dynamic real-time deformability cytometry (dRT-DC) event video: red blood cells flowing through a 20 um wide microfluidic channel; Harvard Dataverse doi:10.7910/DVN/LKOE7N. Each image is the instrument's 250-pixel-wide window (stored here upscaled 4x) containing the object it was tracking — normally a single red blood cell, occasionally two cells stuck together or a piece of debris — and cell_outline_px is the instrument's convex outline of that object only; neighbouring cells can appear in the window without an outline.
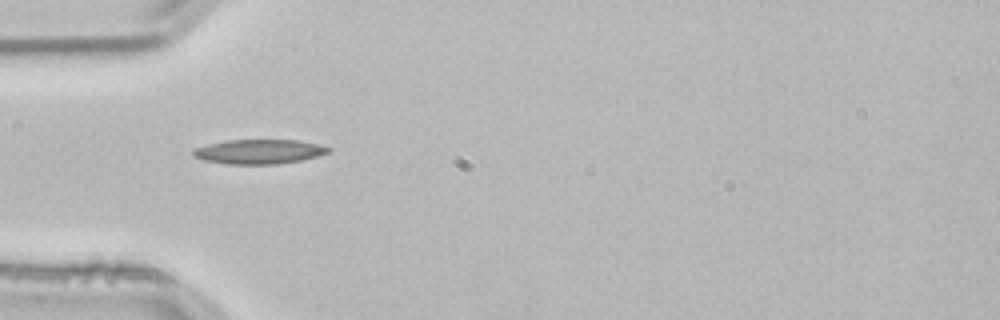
{"species": "common noctule bat (a hibernating species)", "species_latin": "Nyctalus noctula", "temperature_condition": "room temperature", "stored_images_in_passage": 37, "camera_frame_rate_fps": 3000, "um_per_image_px": 0.085, "animal": {"sex": "male", "body_mass_g": 21.5, "forearm_length_mm": 52.0}, "frame": {"image": 1, "passage_image": 1, "time_ms": 0.0, "image_size_px": [1000, 320], "cell_outline_px": [[332, 152], [300, 160], [276, 164], [228, 164], [204, 160], [192, 156], [192, 148], [208, 144], [228, 140], [296, 140], [320, 144], [332, 148]], "centroid_in_image_um": [22.02, 12.88], "position_along_channel_um": 63.0, "area_um2": 19.36}}
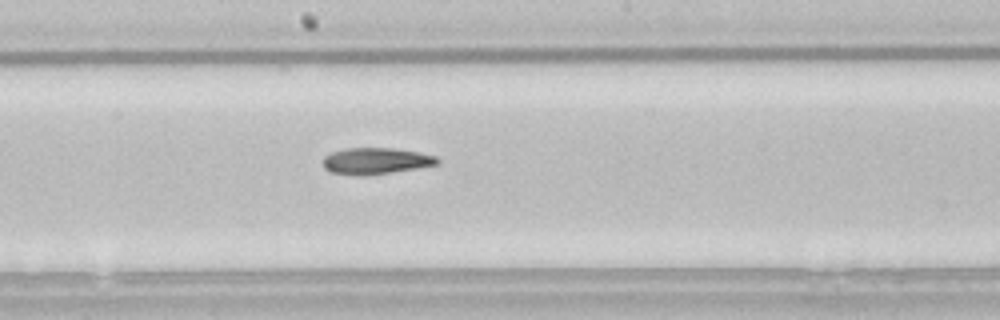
{"frame": {"image": 2, "passage_image": 13, "time_ms": 4.0, "image_size_px": [1000, 320], "cell_outline_px": [[440, 164], [420, 168], [364, 176], [356, 176], [332, 172], [324, 168], [324, 156], [332, 152], [344, 148], [392, 148], [420, 152], [436, 156], [440, 160]], "centroid_in_image_um": [31.98, 13.68], "position_along_channel_um": 216.2, "area_um2": 17.8}}
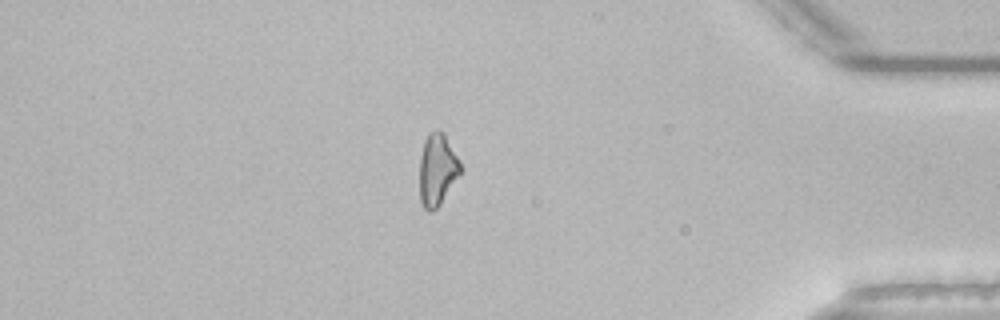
{"frame": {"image": 3, "passage_image": 30, "time_ms": 9.667, "image_size_px": [1000, 320], "cell_outline_px": [[460, 172], [440, 204], [432, 212], [428, 212], [424, 208], [420, 200], [420, 156], [424, 140], [428, 132], [436, 128], [440, 128], [444, 132], [460, 160]], "centroid_in_image_um": [37.15, 14.36], "position_along_channel_um": 398.1, "area_um2": 17.22}, "authors_computed_cell_mechanics": {"area_um2": 17.5134, "velocity_mm_per_s": 3.8552, "shape_relaxation_time_tau1_ms": 7.1069, "shape_relaxation_time_tau2_ms": null, "deformation_change_tau1": 0.1686, "deformation_change_tau2": null}}